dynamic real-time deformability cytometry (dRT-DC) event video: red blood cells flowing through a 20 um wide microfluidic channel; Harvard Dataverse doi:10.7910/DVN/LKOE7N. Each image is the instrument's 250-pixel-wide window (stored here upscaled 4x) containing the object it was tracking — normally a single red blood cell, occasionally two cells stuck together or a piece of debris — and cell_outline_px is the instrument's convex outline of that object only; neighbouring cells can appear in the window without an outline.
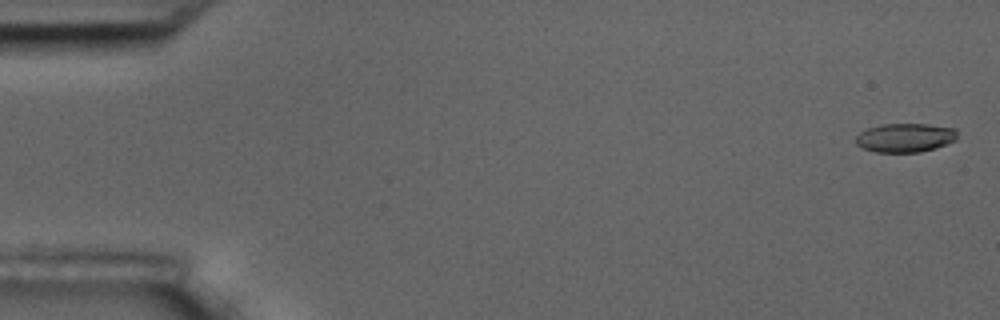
{"species": "common noctule bat (a hibernating species)", "species_latin": "Nyctalus noctula", "temperature_condition": "room temperature", "stored_images_in_passage": 5, "camera_frame_rate_fps": 3000, "um_per_image_px": 0.085, "animal": {"sex": "male", "body_mass_g": 17.5, "forearm_length_mm": 52.3}, "frame": {"image": 1, "passage_image": 1, "time_ms": 0.0, "image_size_px": [1000, 320], "cell_outline_px": [[956, 140], [936, 148], [920, 152], [876, 152], [864, 148], [856, 144], [856, 136], [860, 132], [868, 128], [880, 124], [928, 124], [956, 128]], "centroid_in_image_um": [76.94, 11.7], "position_along_channel_um": 8.1, "area_um2": 17.11}}